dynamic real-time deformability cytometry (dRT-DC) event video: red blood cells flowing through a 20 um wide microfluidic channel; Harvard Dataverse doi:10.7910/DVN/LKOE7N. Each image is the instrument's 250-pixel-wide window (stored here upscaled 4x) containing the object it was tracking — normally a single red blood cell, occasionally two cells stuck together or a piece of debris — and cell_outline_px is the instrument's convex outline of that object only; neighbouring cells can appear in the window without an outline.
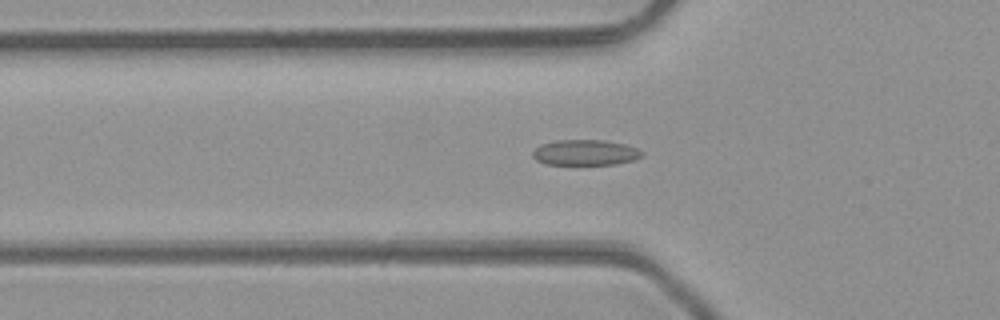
{"species": "common noctule bat (a hibernating species)", "species_latin": "Nyctalus noctula", "temperature_condition": "room temperature", "stored_images_in_passage": 36, "camera_frame_rate_fps": 3000, "um_per_image_px": 0.085, "animal": {"sex": "male", "body_mass_g": 23.1, "forearm_length_mm": 52.7}, "frame": {"image": 1, "passage_image": 10, "time_ms": 3.0, "image_size_px": [1000, 320], "cell_outline_px": [[644, 156], [636, 160], [616, 164], [548, 164], [536, 160], [532, 156], [532, 152], [540, 144], [556, 140], [604, 140], [624, 144], [636, 148], [644, 152]], "centroid_in_image_um": [49.78, 12.96], "position_along_channel_um": 76.0, "area_um2": 16.36}}
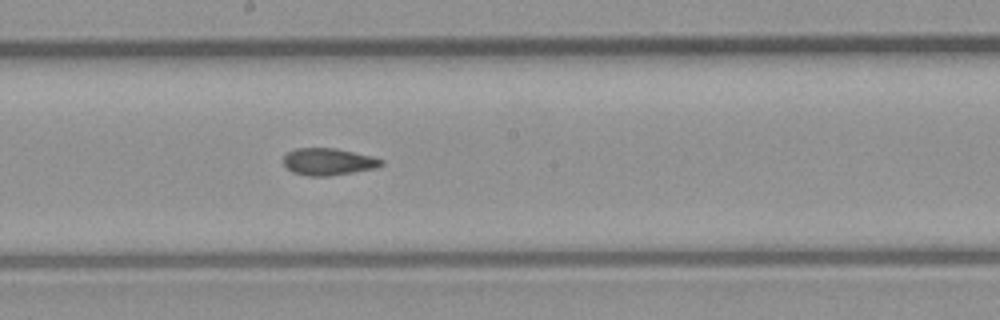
{"frame": {"image": 2, "passage_image": 20, "time_ms": 6.333, "image_size_px": [1000, 320], "cell_outline_px": [[384, 164], [376, 168], [328, 176], [308, 176], [292, 172], [284, 164], [284, 156], [288, 152], [296, 148], [336, 148], [372, 156], [384, 160]], "centroid_in_image_um": [27.92, 13.74], "position_along_channel_um": 220.3, "area_um2": 15.37}}
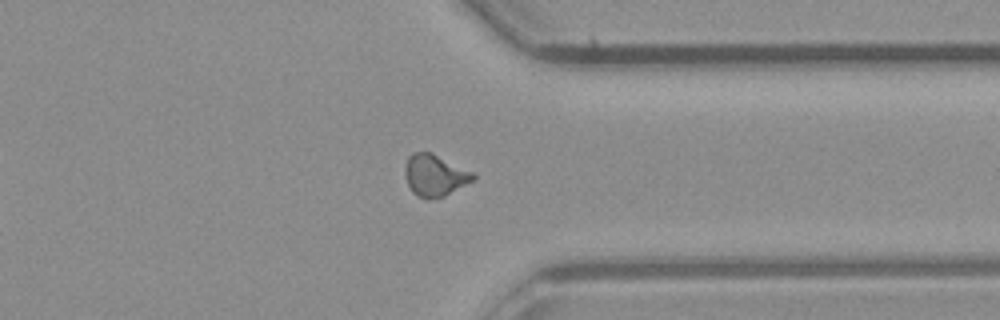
{"frame": {"image": 3, "passage_image": 31, "time_ms": 10.0, "image_size_px": [1000, 320], "cell_outline_px": [[476, 176], [472, 180], [444, 196], [416, 196], [412, 192], [408, 184], [404, 172], [404, 168], [408, 156], [412, 152], [432, 152], [476, 172]], "centroid_in_image_um": [36.96, 14.84], "position_along_channel_um": 374.4, "area_um2": 16.42}, "authors_computed_cell_mechanics": {"area_um2": 15.9239, "velocity_mm_per_s": 4.2895, "shape_relaxation_time_tau1_ms": null, "shape_relaxation_time_tau2_ms": 3.8713, "deformation_change_tau1": null, "deformation_change_tau2": 0.083}}